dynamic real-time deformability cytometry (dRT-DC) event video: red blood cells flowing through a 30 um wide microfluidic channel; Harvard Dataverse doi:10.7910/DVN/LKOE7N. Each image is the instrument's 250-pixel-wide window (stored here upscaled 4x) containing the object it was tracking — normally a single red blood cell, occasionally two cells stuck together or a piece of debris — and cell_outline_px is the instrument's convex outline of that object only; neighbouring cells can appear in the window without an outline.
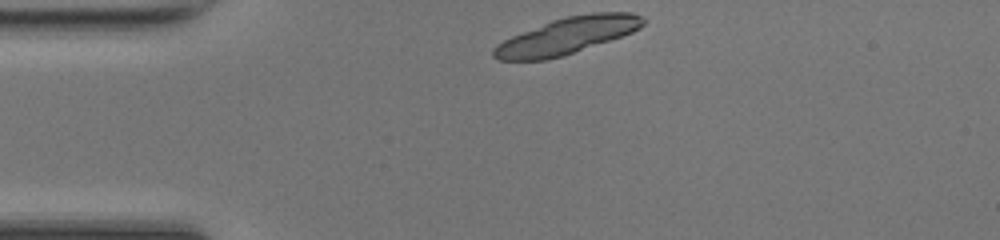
{"species": "common noctule bat (a hibernating species)", "species_latin": "Nyctalus noctula", "temperature_condition": "room temperature", "stored_images_in_passage": 27, "camera_frame_rate_fps": 3000, "um_per_image_px": 0.085, "animal": {"sex": "female", "body_mass_g": 17.0, "forearm_length_mm": 48.0}, "frame": {"image": 1, "passage_image": 1, "time_ms": 0.0, "image_size_px": [1000, 240], "cell_outline_px": [[648, 20], [640, 28], [632, 32], [564, 56], [548, 60], [500, 60], [492, 56], [492, 48], [496, 44], [512, 36], [552, 20], [568, 16], [592, 12], [632, 12]], "centroid_in_image_um": [48.2, 3.04], "position_along_channel_um": 36.8, "area_um2": 31.73}}